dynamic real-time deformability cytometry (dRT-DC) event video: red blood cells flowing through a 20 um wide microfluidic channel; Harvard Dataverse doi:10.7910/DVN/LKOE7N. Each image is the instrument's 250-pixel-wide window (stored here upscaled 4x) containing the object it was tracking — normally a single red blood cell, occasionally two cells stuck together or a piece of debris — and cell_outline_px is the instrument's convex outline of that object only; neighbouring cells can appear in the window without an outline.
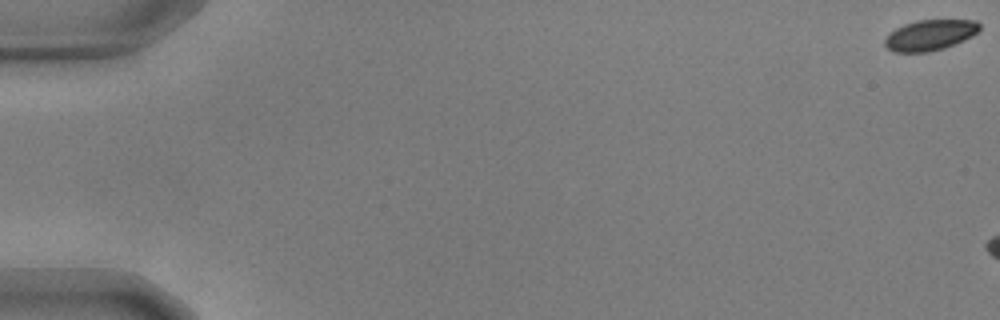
{"species": "common noctule bat (a hibernating species)", "species_latin": "Nyctalus noctula", "temperature_condition": "warm", "stored_images_in_passage": 6, "camera_frame_rate_fps": 3000, "um_per_image_px": 0.085, "animal": {"sex": "male", "body_mass_g": 17.9, "forearm_length_mm": 54.2}, "frame": {"image": 1, "passage_image": 1, "time_ms": 0.0, "image_size_px": [1000, 320], "cell_outline_px": [[980, 28], [972, 36], [944, 48], [928, 52], [892, 52], [884, 44], [884, 40], [888, 32], [904, 24], [916, 20], [976, 20], [980, 24]], "centroid_in_image_um": [79.0, 2.98], "position_along_channel_um": 6.0, "area_um2": 16.94}}